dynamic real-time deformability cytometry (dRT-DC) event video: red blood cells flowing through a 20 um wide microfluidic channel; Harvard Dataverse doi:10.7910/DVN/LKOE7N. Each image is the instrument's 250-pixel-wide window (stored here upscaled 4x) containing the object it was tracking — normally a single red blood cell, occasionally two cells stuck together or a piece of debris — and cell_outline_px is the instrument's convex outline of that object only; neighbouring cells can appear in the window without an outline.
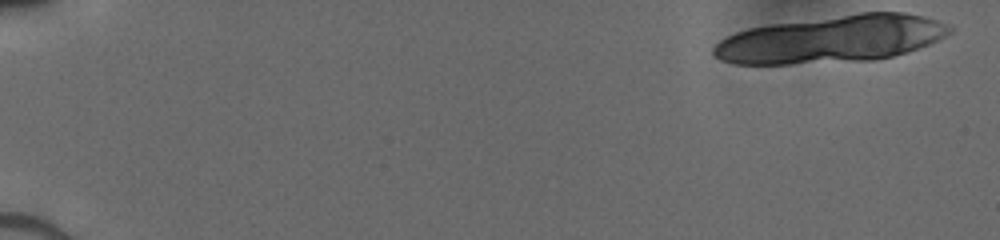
{"species": "human", "species_latin": "Homo sapiens", "temperature_condition": "cold", "stored_images_in_passage": 24, "segment_of_instrument_passage": [1, 2], "camera_frame_rate_fps": 3000, "um_per_image_px": 0.085, "donor": {"sex": "male"}, "frame": {"image": 1, "passage_image": 1, "time_ms": 0.0, "image_size_px": [1000, 240], "cell_outline_px": [[952, 32], [928, 44], [908, 52], [876, 60], [788, 64], [736, 64], [720, 60], [712, 52], [712, 48], [720, 40], [736, 32], [748, 28], [772, 24], [860, 12], [904, 12], [936, 20], [948, 24], [952, 28]], "centroid_in_image_um": [70.67, 3.33], "position_along_channel_um": 14.3, "area_um2": 64.91}}